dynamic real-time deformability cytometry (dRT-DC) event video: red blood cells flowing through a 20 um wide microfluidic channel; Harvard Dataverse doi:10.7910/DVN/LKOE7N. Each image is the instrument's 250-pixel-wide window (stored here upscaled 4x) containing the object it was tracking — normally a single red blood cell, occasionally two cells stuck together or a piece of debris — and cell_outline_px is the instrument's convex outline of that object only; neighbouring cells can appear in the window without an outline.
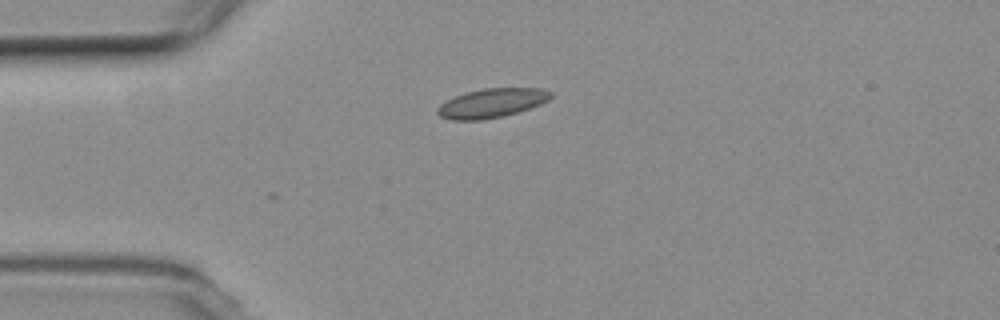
{"species": "common noctule bat (a hibernating species)", "species_latin": "Nyctalus noctula", "temperature_condition": "room temperature", "stored_images_in_passage": 11, "camera_frame_rate_fps": 3000, "um_per_image_px": 0.085, "animal": {"sex": "female", "body_mass_g": 19.3, "forearm_length_mm": 54.1}, "frame": {"image": 1, "passage_image": 1, "time_ms": 0.0, "image_size_px": [1000, 320], "cell_outline_px": [[552, 96], [548, 100], [540, 104], [504, 116], [480, 120], [452, 120], [440, 116], [436, 112], [436, 108], [440, 104], [456, 96], [468, 92], [484, 88], [544, 88], [552, 92]], "centroid_in_image_um": [41.8, 8.76], "position_along_channel_um": 43.2, "area_um2": 19.07}}
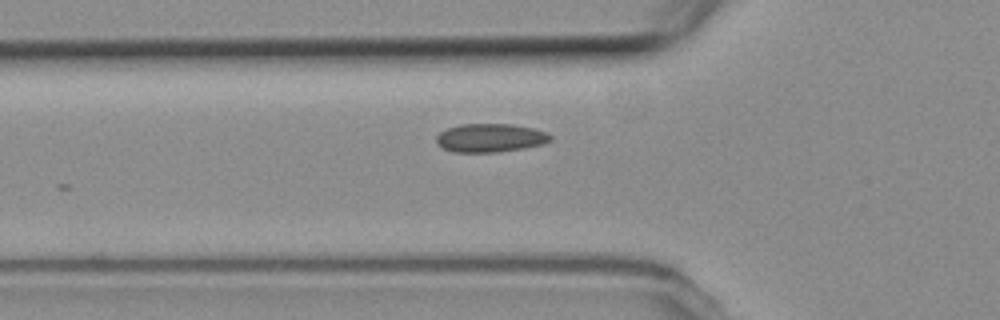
{"frame": {"image": 2, "passage_image": 6, "time_ms": 1.667, "image_size_px": [1000, 320], "cell_outline_px": [[552, 140], [540, 144], [524, 148], [496, 152], [452, 152], [436, 144], [436, 136], [440, 132], [448, 128], [460, 124], [512, 124], [532, 128], [548, 132], [552, 136]], "centroid_in_image_um": [41.66, 11.72], "position_along_channel_um": 84.1, "area_um2": 18.96}}
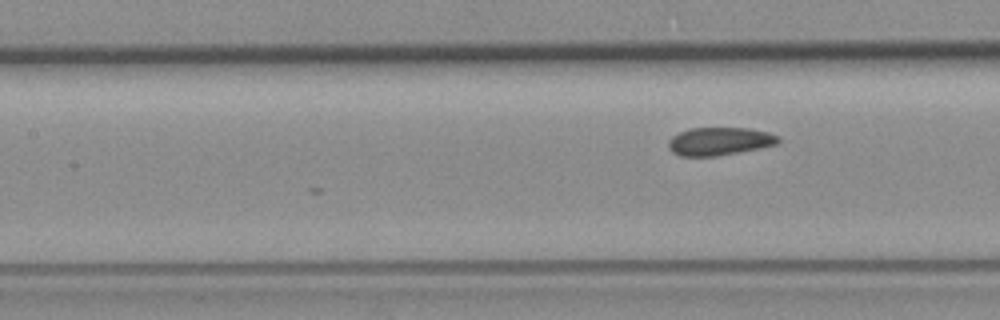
{"frame": {"image": 3, "passage_image": 11, "time_ms": 3.333, "image_size_px": [1000, 320], "cell_outline_px": [[780, 140], [776, 144], [760, 148], [716, 156], [680, 156], [672, 152], [668, 148], [668, 140], [672, 136], [688, 128], [748, 128], [768, 132], [780, 136]], "centroid_in_image_um": [61.14, 12.0], "position_along_channel_um": 146.3, "area_um2": 17.98}}